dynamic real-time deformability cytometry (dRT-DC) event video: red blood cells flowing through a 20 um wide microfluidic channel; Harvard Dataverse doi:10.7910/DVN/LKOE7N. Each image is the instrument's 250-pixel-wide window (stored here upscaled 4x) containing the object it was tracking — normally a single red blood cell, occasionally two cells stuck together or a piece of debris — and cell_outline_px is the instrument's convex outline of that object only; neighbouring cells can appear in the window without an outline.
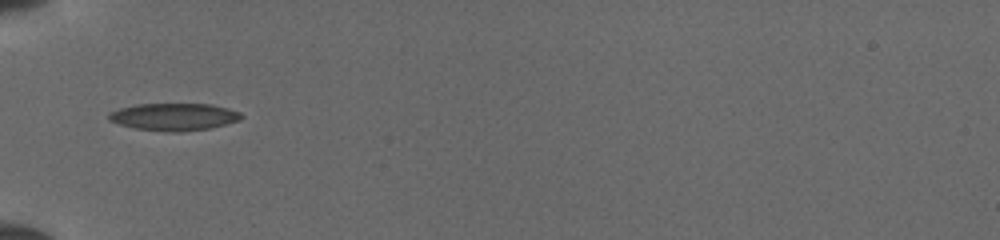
{"species": "common noctule bat (a hibernating species)", "species_latin": "Nyctalus noctula", "temperature_condition": "cold", "stored_images_in_passage": 33, "camera_frame_rate_fps": 3000, "um_per_image_px": 0.085, "animal": {"sex": "female", "body_mass_g": 19.5, "forearm_length_mm": 54.1}, "frame": {"image": 1, "passage_image": 1, "time_ms": 0.0, "image_size_px": [1000, 240], "cell_outline_px": [[244, 116], [240, 120], [208, 128], [180, 132], [172, 132], [136, 128], [120, 124], [108, 120], [108, 112], [120, 108], [136, 104], [212, 104], [228, 108], [240, 112]], "centroid_in_image_um": [14.79, 9.92], "position_along_channel_um": 70.2, "area_um2": 20.98}}
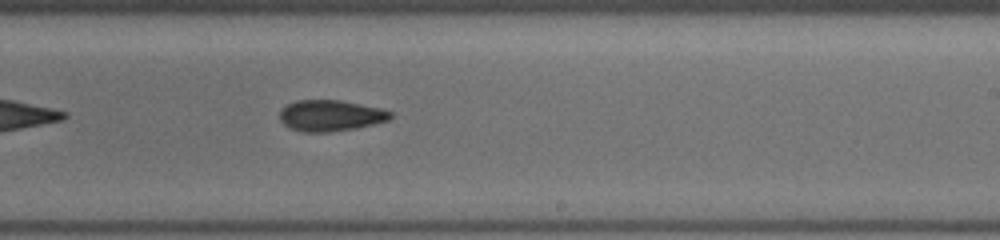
{"frame": {"image": 2, "passage_image": 15, "time_ms": 4.667, "image_size_px": [1000, 240], "cell_outline_px": [[392, 116], [388, 120], [356, 128], [328, 132], [304, 132], [292, 128], [284, 124], [280, 120], [280, 108], [296, 100], [340, 100], [380, 108], [392, 112]], "centroid_in_image_um": [28.07, 9.82], "position_along_channel_um": 260.9, "area_um2": 19.94}}
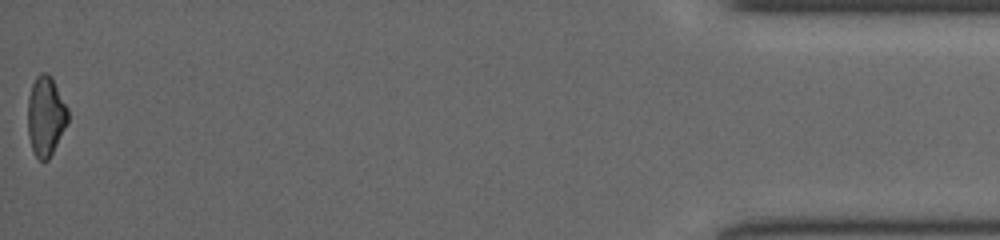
{"frame": {"image": 3, "passage_image": 33, "time_ms": 10.667, "image_size_px": [1000, 240], "cell_outline_px": [[68, 120], [48, 160], [40, 160], [36, 156], [32, 148], [28, 136], [28, 96], [32, 84], [36, 76], [40, 72], [44, 72], [52, 76], [68, 108]], "centroid_in_image_um": [3.88, 9.81], "position_along_channel_um": 431.3, "area_um2": 18.5}}